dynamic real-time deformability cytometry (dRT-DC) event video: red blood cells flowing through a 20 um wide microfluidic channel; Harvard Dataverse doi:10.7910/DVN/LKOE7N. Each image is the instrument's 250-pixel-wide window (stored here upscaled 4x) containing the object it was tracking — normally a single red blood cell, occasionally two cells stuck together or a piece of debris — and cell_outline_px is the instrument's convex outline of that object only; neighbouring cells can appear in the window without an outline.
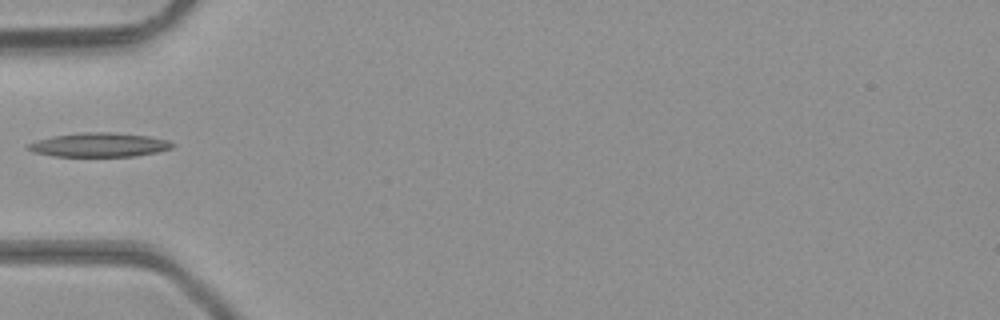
{"species": "common noctule bat (a hibernating species)", "species_latin": "Nyctalus noctula", "temperature_condition": "room temperature", "stored_images_in_passage": 4, "camera_frame_rate_fps": 3000, "um_per_image_px": 0.085, "animal": {"sex": "male", "body_mass_g": 23.1, "forearm_length_mm": 52.7}, "frame": {"image": 1, "passage_image": 4, "time_ms": 1.0, "image_size_px": [1000, 320], "cell_outline_px": [[176, 144], [172, 148], [156, 152], [136, 156], [52, 156], [32, 152], [24, 148], [28, 144], [36, 140], [52, 136], [80, 132], [112, 132], [148, 136], [168, 140]], "centroid_in_image_um": [8.4, 12.31], "position_along_channel_um": 76.6, "area_um2": 20.4}}